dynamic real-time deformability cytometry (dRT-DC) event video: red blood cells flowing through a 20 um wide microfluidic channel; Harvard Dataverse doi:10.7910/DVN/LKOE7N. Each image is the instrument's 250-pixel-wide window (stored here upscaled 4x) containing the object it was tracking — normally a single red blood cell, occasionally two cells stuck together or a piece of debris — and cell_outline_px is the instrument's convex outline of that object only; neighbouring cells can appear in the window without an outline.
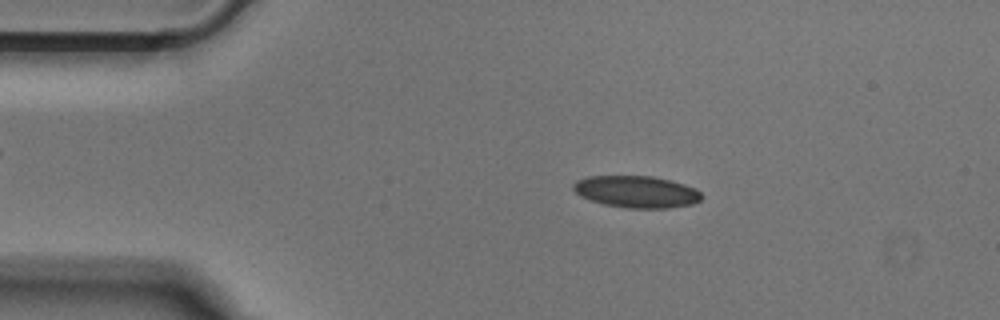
{"species": "Egyptian fruit bat (a non-hibernating species)", "species_latin": "Rousettus aegyptiacus", "temperature_condition": "cold", "stored_images_in_passage": 50, "camera_frame_rate_fps": 3000, "um_per_image_px": 0.085, "animal": {"sex": "male"}, "frame": {"image": 1, "passage_image": 8, "time_ms": 2.333, "image_size_px": [1000, 320], "cell_outline_px": [[704, 196], [700, 200], [692, 204], [668, 208], [624, 208], [604, 204], [588, 200], [580, 196], [572, 188], [572, 184], [576, 180], [588, 176], [652, 176], [672, 180], [696, 188]], "centroid_in_image_um": [54.09, 16.3], "position_along_channel_um": 30.9, "area_um2": 24.1}}
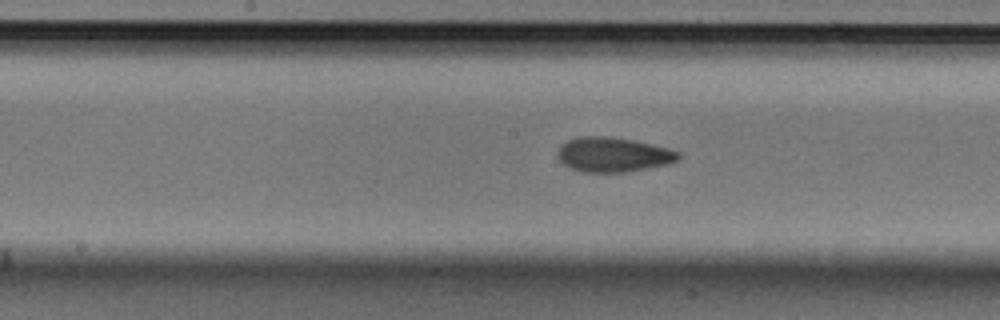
{"frame": {"image": 2, "passage_image": 24, "time_ms": 7.667, "image_size_px": [1000, 320], "cell_outline_px": [[680, 156], [676, 160], [668, 164], [628, 172], [580, 172], [564, 164], [560, 160], [556, 152], [560, 144], [568, 140], [580, 136], [604, 136], [632, 140], [652, 144], [668, 148], [680, 152]], "centroid_in_image_um": [52.09, 13.14], "position_along_channel_um": 196.1, "area_um2": 24.39}}
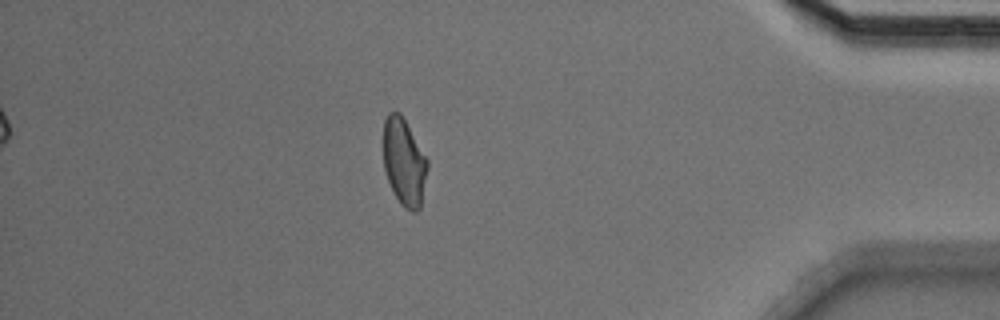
{"frame": {"image": 3, "passage_image": 43, "time_ms": 14.0, "image_size_px": [1000, 320], "cell_outline_px": [[428, 168], [420, 208], [416, 212], [412, 212], [404, 208], [400, 204], [388, 180], [384, 168], [384, 120], [388, 112], [400, 112], [428, 160]], "centroid_in_image_um": [34.35, 13.79], "position_along_channel_um": 400.8, "area_um2": 22.25}}